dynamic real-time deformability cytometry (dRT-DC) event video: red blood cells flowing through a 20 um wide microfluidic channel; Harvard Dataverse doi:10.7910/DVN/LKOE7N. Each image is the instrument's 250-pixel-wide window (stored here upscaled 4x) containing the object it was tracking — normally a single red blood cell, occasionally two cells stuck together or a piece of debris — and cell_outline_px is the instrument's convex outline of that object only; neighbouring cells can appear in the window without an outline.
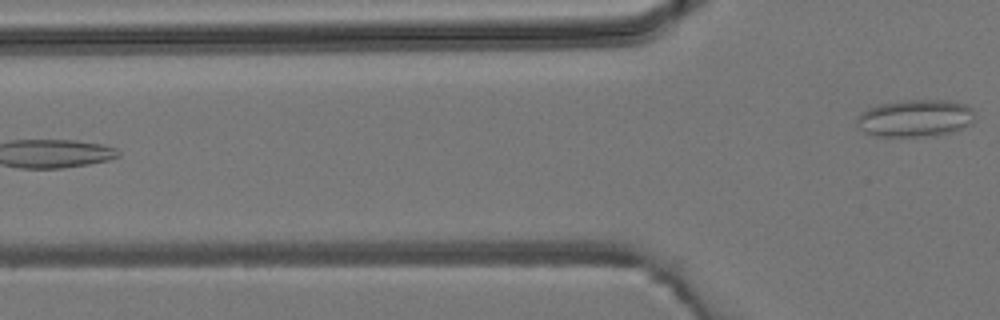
{"species": "common noctule bat (a hibernating species)", "species_latin": "Nyctalus noctula", "temperature_condition": "room temperature", "stored_images_in_passage": 6, "camera_frame_rate_fps": 3000, "um_per_image_px": 0.085, "animal": {"sex": "male", "body_mass_g": 19.2, "forearm_length_mm": 51.8}, "frame": {"image": 1, "passage_image": 6, "time_ms": 6.0, "image_size_px": [1000, 320], "cell_outline_px": [[976, 120], [972, 124], [956, 132], [936, 136], [876, 136], [864, 132], [856, 124], [856, 116], [860, 112], [868, 108], [880, 104], [908, 100], [948, 100], [964, 104], [972, 108], [976, 112]], "centroid_in_image_um": [77.85, 10.06], "position_along_channel_um": 47.9, "area_um2": 26.18}}